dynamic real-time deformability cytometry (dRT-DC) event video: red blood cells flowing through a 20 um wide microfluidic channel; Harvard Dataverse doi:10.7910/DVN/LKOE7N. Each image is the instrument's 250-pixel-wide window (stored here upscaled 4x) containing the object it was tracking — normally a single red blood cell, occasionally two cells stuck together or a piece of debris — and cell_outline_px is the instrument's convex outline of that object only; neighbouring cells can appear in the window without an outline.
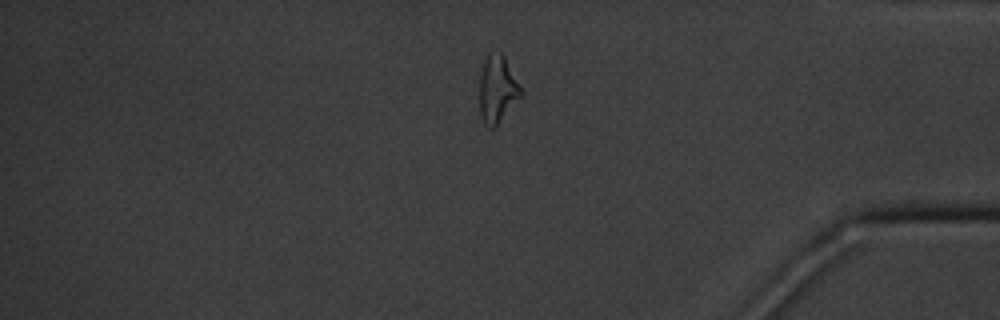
{"species": "common noctule bat (a hibernating species)", "species_latin": "Nyctalus noctula", "temperature_condition": "cold", "stored_images_in_passage": 17, "segment_of_instrument_passage": [2, 2], "camera_frame_rate_fps": 3000, "um_per_image_px": 0.085, "animal": {"sex": "male", "body_mass_g": 20.1, "forearm_length_mm": 53.5}, "frame": {"image": 1, "passage_image": 17, "time_ms": 21.0, "image_size_px": [1000, 320], "cell_outline_px": [[524, 96], [492, 128], [488, 128], [484, 124], [480, 116], [480, 76], [484, 60], [488, 52], [500, 52], [504, 56], [524, 92]], "centroid_in_image_um": [42.3, 7.58], "position_along_channel_um": 392.9, "area_um2": 16.36}}